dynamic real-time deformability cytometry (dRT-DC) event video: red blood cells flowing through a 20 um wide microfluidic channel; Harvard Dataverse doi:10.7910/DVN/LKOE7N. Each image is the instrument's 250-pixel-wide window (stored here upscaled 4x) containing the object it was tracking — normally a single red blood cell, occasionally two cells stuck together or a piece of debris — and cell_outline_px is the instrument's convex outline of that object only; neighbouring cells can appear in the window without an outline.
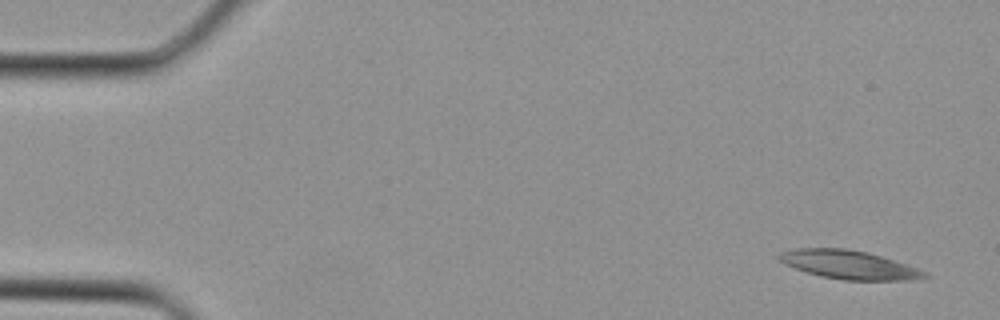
{"species": "Egyptian fruit bat (a non-hibernating species)", "species_latin": "Rousettus aegyptiacus", "temperature_condition": "cold", "stored_images_in_passage": 4, "camera_frame_rate_fps": 3000, "um_per_image_px": 0.085, "animal": {"sex": "female"}, "frame": {"image": 1, "passage_image": 1, "time_ms": 0.0, "image_size_px": [1000, 320], "cell_outline_px": [[928, 276], [916, 280], [844, 280], [820, 276], [796, 268], [780, 260], [776, 256], [780, 252], [796, 248], [844, 248], [864, 252], [880, 256], [928, 272]], "centroid_in_image_um": [72.16, 22.5], "position_along_channel_um": 12.8, "area_um2": 23.81}}